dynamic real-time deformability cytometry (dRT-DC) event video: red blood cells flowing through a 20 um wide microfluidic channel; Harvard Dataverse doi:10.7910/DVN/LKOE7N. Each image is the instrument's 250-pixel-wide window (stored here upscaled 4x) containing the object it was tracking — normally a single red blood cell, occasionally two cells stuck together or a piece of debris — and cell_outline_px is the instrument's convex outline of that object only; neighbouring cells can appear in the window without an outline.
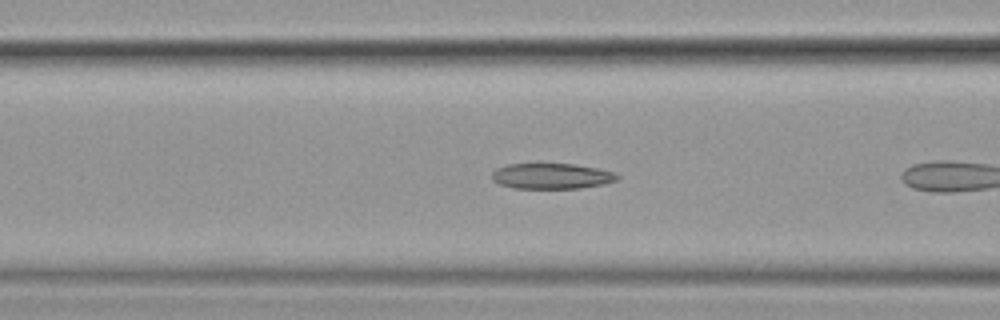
{"species": "common noctule bat (a hibernating species)", "species_latin": "Nyctalus noctula", "temperature_condition": "cold", "stored_images_in_passage": 8, "camera_frame_rate_fps": 3000, "um_per_image_px": 0.085, "animal": {"sex": "female", "body_mass_g": 19.9}, "frame": {"image": 1, "passage_image": 7, "time_ms": 2.0, "image_size_px": [1000, 320], "cell_outline_px": [[620, 176], [616, 180], [604, 184], [580, 188], [512, 188], [500, 184], [492, 180], [492, 172], [496, 168], [508, 164], [572, 164], [596, 168], [612, 172]], "centroid_in_image_um": [46.85, 14.97], "position_along_channel_um": 119.8, "area_um2": 18.55}}